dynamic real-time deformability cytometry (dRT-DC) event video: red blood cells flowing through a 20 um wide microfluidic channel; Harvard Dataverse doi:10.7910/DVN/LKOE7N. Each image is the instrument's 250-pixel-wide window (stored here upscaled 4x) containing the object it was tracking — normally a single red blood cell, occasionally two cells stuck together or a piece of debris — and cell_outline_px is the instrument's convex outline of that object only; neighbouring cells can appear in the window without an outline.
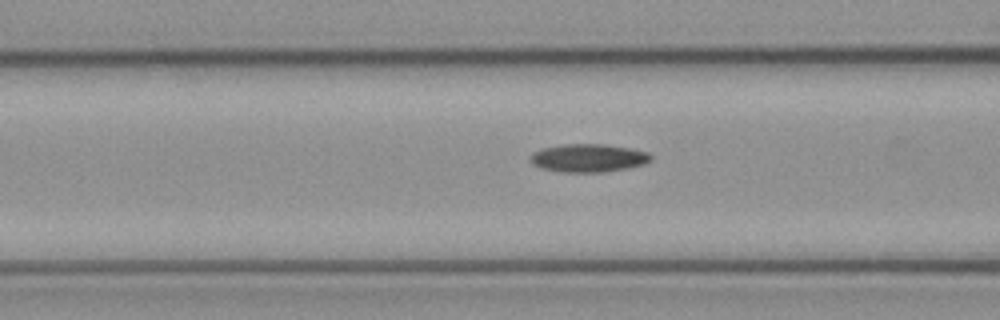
{"species": "common noctule bat (a hibernating species)", "species_latin": "Nyctalus noctula", "temperature_condition": "cold", "stored_images_in_passage": 19, "camera_frame_rate_fps": 3000, "um_per_image_px": 0.085, "animal": {"sex": "female", "body_mass_g": 21.9}, "frame": {"image": 1, "passage_image": 17, "time_ms": 5.333, "image_size_px": [1000, 320], "cell_outline_px": [[652, 160], [644, 164], [628, 168], [604, 172], [560, 172], [540, 168], [532, 164], [528, 160], [528, 156], [532, 152], [544, 148], [564, 144], [604, 144], [632, 148], [648, 152], [652, 156]], "centroid_in_image_um": [49.99, 13.43], "position_along_channel_um": 116.6, "area_um2": 20.06}}